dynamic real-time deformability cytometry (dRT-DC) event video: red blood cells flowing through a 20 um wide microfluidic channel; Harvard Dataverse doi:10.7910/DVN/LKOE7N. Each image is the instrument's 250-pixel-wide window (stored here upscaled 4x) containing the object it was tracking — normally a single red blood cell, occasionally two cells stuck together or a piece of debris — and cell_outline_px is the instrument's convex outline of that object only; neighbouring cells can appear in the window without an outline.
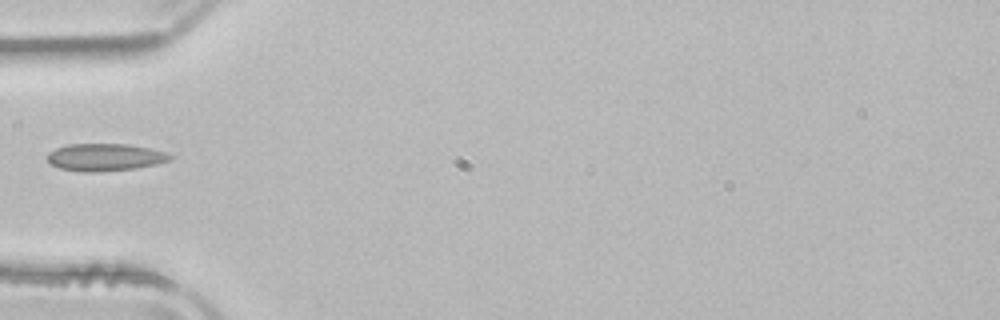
{"species": "common noctule bat (a hibernating species)", "species_latin": "Nyctalus noctula", "temperature_condition": "room temperature", "stored_images_in_passage": 12, "camera_frame_rate_fps": 3000, "um_per_image_px": 0.085, "animal": {"sex": "male", "body_mass_g": 21.5, "forearm_length_mm": 52.0}, "frame": {"image": 1, "passage_image": 1, "time_ms": 0.0, "image_size_px": [1000, 320], "cell_outline_px": [[172, 160], [156, 164], [136, 168], [96, 172], [84, 172], [60, 168], [48, 164], [48, 152], [56, 148], [68, 144], [128, 144], [148, 148], [164, 152], [172, 156]], "centroid_in_image_um": [8.89, 13.37], "position_along_channel_um": 76.1, "area_um2": 19.54}}